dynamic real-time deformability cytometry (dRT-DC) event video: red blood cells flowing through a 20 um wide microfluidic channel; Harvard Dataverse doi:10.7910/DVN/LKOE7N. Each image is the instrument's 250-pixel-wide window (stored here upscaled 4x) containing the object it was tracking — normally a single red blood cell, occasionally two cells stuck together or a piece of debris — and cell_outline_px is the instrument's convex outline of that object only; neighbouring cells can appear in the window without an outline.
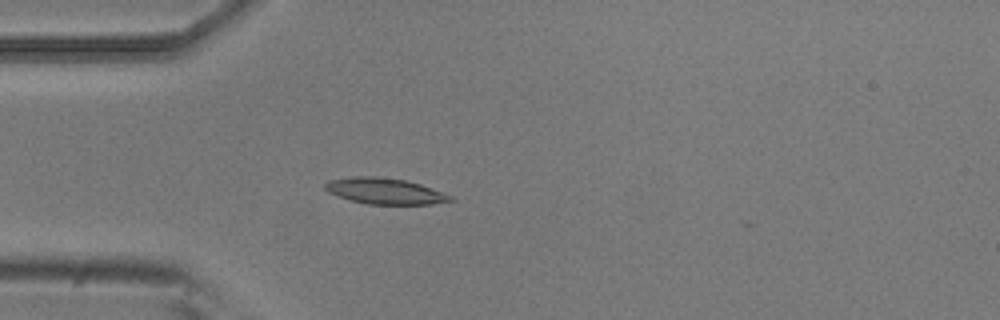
{"species": "common noctule bat (a hibernating species)", "species_latin": "Nyctalus noctula", "temperature_condition": "room temperature", "stored_images_in_passage": 4, "camera_frame_rate_fps": 3000, "um_per_image_px": 0.085, "animal": {"sex": "male", "body_mass_g": 20.5, "forearm_length_mm": 52.5}, "frame": {"image": 1, "passage_image": 4, "time_ms": 1.0, "image_size_px": [1000, 320], "cell_outline_px": [[456, 200], [432, 204], [368, 204], [352, 200], [328, 192], [324, 188], [324, 184], [328, 180], [352, 176], [376, 176], [404, 180], [420, 184], [432, 188], [452, 196]], "centroid_in_image_um": [32.71, 16.23], "position_along_channel_um": 52.3, "area_um2": 18.9}}